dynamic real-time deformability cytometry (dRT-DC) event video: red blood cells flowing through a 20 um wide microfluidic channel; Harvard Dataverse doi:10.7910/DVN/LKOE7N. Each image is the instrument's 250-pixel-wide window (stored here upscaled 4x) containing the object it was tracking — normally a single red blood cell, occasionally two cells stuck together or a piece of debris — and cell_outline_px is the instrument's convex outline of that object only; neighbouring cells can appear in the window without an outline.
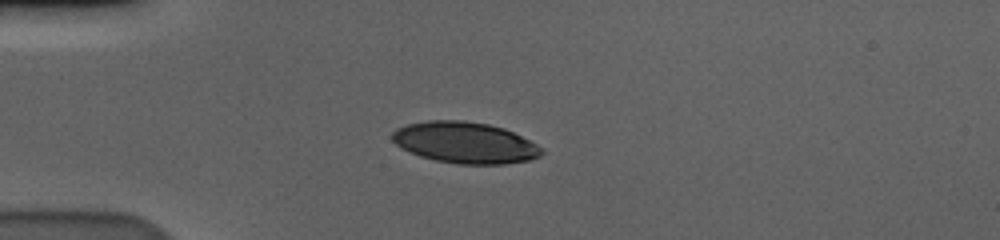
{"species": "human", "species_latin": "Homo sapiens", "temperature_condition": "cold", "stored_images_in_passage": 43, "camera_frame_rate_fps": 3000, "um_per_image_px": 0.085, "donor": {"sex": "male"}, "frame": {"image": 1, "passage_image": 1, "time_ms": 0.0, "image_size_px": [1000, 240], "cell_outline_px": [[544, 152], [540, 156], [528, 160], [504, 164], [456, 164], [436, 160], [420, 156], [400, 148], [392, 140], [392, 132], [396, 128], [408, 124], [428, 120], [464, 120], [488, 124], [504, 128], [544, 148]], "centroid_in_image_um": [39.51, 12.12], "position_along_channel_um": 45.5, "area_um2": 35.95}}
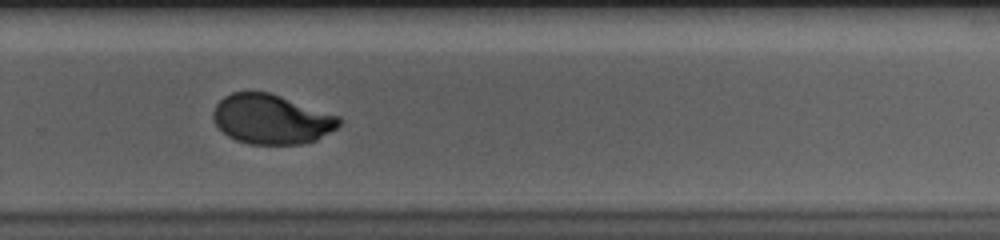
{"frame": {"image": 2, "passage_image": 25, "time_ms": 8.0, "image_size_px": [1000, 240], "cell_outline_px": [[340, 124], [336, 128], [316, 140], [300, 144], [248, 144], [236, 140], [228, 136], [212, 120], [212, 112], [216, 104], [224, 96], [232, 92], [268, 92], [340, 116]], "centroid_in_image_um": [23.05, 10.14], "position_along_channel_um": 306.8, "area_um2": 36.24}}
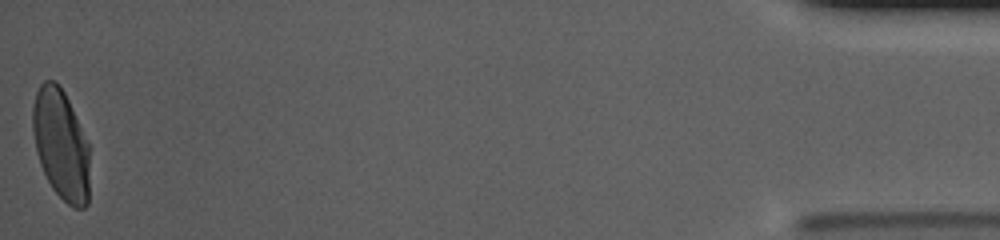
{"frame": {"image": 3, "passage_image": 43, "time_ms": 14.0, "image_size_px": [1000, 240], "cell_outline_px": [[88, 204], [84, 208], [72, 208], [52, 188], [40, 164], [36, 152], [32, 128], [32, 108], [36, 92], [40, 84], [44, 80], [56, 80], [64, 92], [68, 100], [88, 144]], "centroid_in_image_um": [5.15, 12.27], "position_along_channel_um": 430.0, "area_um2": 36.36}, "authors_computed_cell_mechanics": {"area_um2": 36.8764, "velocity_mm_per_s": 3.5804, "shape_relaxation_time_tau1_ms": 3.9117, "shape_relaxation_time_tau2_ms": null, "deformation_change_tau1": 0.1708, "deformation_change_tau2": null}}